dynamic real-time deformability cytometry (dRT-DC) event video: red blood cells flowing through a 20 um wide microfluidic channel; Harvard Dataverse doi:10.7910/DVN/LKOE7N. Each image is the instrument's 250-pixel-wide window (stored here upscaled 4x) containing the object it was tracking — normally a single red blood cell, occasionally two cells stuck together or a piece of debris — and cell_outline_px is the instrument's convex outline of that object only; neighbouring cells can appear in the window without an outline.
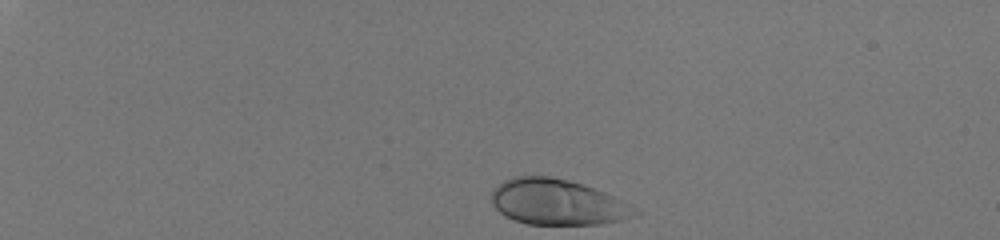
{"species": "human", "species_latin": "Homo sapiens", "temperature_condition": "room temperature", "stored_images_in_passage": 36, "camera_frame_rate_fps": 3000, "um_per_image_px": 0.085, "donor": {"sex": "male"}, "frame": {"image": 1, "passage_image": 1, "time_ms": 0.0, "image_size_px": [1000, 240], "cell_outline_px": [[632, 216], [620, 220], [600, 224], [524, 224], [512, 220], [504, 216], [496, 208], [492, 200], [492, 192], [504, 180], [516, 176], [548, 176], [568, 180], [604, 192], [612, 196]], "centroid_in_image_um": [47.17, 17.18], "position_along_channel_um": 37.8, "area_um2": 36.65}}
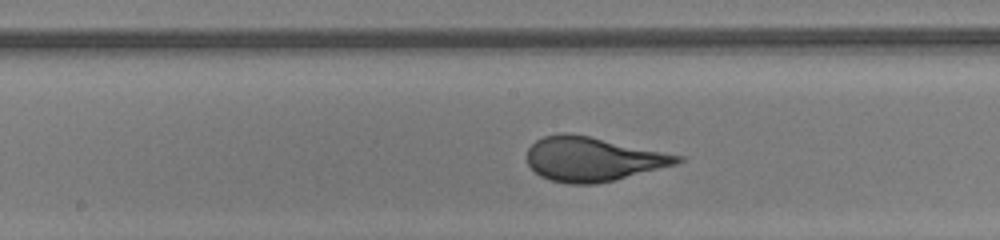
{"frame": {"image": 2, "passage_image": 21, "time_ms": 6.667, "image_size_px": [1000, 240], "cell_outline_px": [[684, 160], [676, 164], [596, 184], [568, 184], [552, 180], [540, 176], [528, 164], [528, 148], [536, 140], [544, 136], [564, 132], [568, 132], [588, 136], [684, 156]], "centroid_in_image_um": [50.36, 13.51], "position_along_channel_um": 197.8, "area_um2": 38.26}}
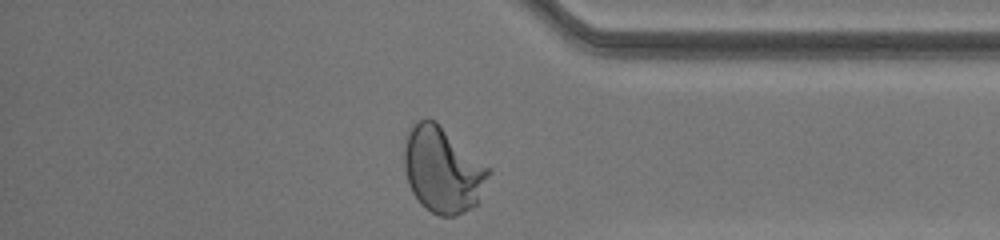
{"frame": {"image": 3, "passage_image": 36, "time_ms": 11.667, "image_size_px": [1000, 240], "cell_outline_px": [[492, 172], [480, 200], [472, 208], [456, 216], [440, 216], [432, 212], [420, 204], [412, 192], [408, 184], [404, 168], [404, 148], [408, 132], [412, 124], [416, 120], [436, 120], [492, 168]], "centroid_in_image_um": [37.66, 14.43], "position_along_channel_um": 397.5, "area_um2": 42.89}, "authors_computed_cell_mechanics": {"area_um2": 38.2636, "velocity_mm_per_s": 4.0862, "shape_relaxation_time_tau1_ms": 4.6129, "shape_relaxation_time_tau2_ms": null, "deformation_change_tau1": 0.2051, "deformation_change_tau2": null}}